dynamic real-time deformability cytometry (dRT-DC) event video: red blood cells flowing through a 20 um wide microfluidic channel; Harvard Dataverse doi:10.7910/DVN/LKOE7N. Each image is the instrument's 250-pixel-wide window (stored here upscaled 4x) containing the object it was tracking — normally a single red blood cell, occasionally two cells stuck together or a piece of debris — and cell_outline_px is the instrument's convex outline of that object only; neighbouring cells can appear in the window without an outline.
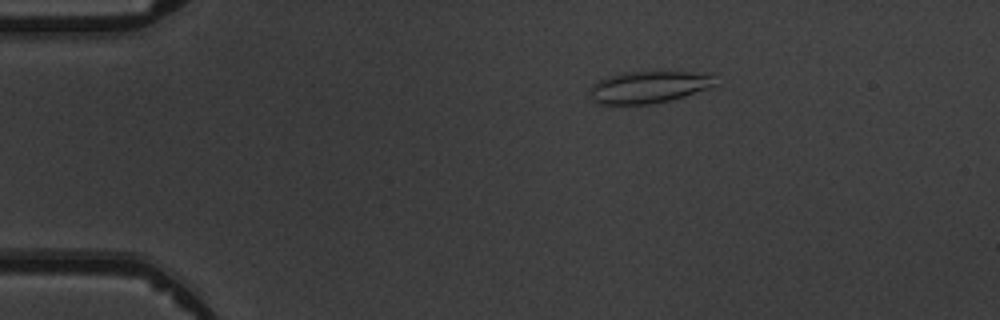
{"species": "common noctule bat (a hibernating species)", "species_latin": "Nyctalus noctula", "temperature_condition": "warm", "stored_images_in_passage": 4, "camera_frame_rate_fps": 3000, "um_per_image_px": 0.085, "animal": {"sex": "male", "body_mass_g": 19.5, "forearm_length_mm": 54.6}, "frame": {"image": 1, "passage_image": 3, "time_ms": 2.333, "image_size_px": [1000, 320], "cell_outline_px": [[716, 72], [712, 88], [672, 100], [652, 104], [596, 104], [592, 100], [592, 88], [600, 80], [624, 72], [660, 68]], "centroid_in_image_um": [55.34, 7.33], "position_along_channel_um": 29.7, "area_um2": 24.68}}